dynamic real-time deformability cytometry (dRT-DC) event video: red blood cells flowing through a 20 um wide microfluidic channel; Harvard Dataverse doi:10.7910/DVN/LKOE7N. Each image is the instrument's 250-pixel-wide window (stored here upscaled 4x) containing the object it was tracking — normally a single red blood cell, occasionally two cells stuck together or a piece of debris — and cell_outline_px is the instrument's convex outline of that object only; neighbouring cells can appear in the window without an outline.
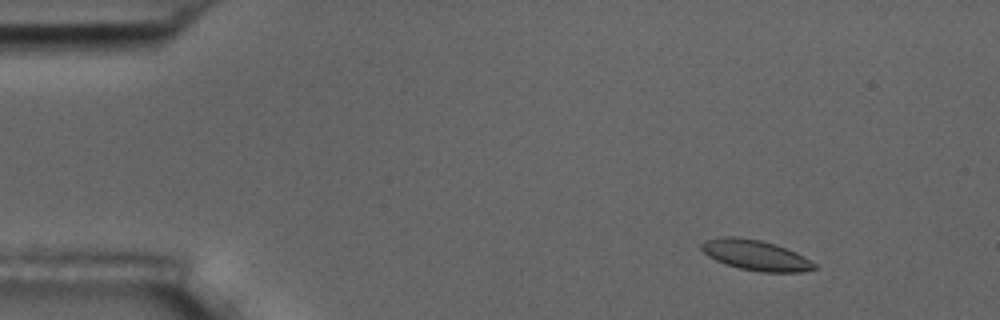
{"species": "common noctule bat (a hibernating species)", "species_latin": "Nyctalus noctula", "temperature_condition": "room temperature", "stored_images_in_passage": 5, "camera_frame_rate_fps": 3000, "um_per_image_px": 0.085, "animal": {"sex": "male", "body_mass_g": 17.5, "forearm_length_mm": 52.3}, "frame": {"image": 1, "passage_image": 2, "time_ms": 1.333, "image_size_px": [1000, 320], "cell_outline_px": [[816, 268], [800, 272], [760, 272], [740, 268], [716, 260], [708, 256], [700, 248], [700, 244], [704, 240], [724, 236], [736, 236], [760, 240], [776, 244], [796, 252], [804, 256], [816, 264]], "centroid_in_image_um": [64.22, 21.67], "position_along_channel_um": 20.8, "area_um2": 19.94}}
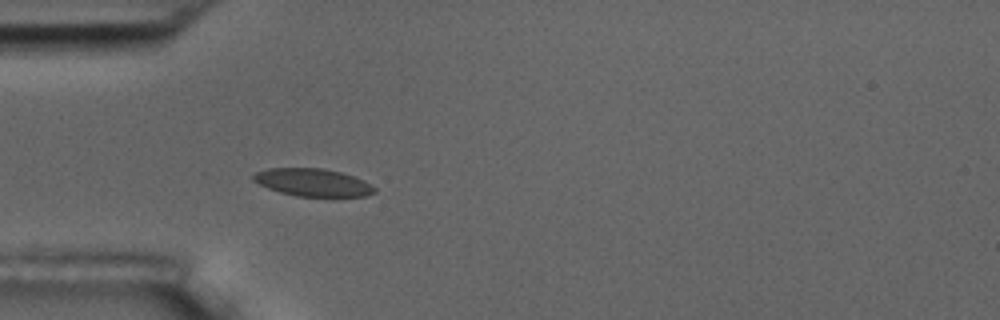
{"frame": {"image": 2, "passage_image": 5, "time_ms": 4.667, "image_size_px": [1000, 320], "cell_outline_px": [[376, 192], [364, 196], [296, 196], [280, 192], [268, 188], [252, 180], [252, 176], [256, 172], [268, 168], [320, 168], [340, 172], [364, 180], [376, 188]], "centroid_in_image_um": [26.58, 15.5], "position_along_channel_um": 58.4, "area_um2": 19.36}}